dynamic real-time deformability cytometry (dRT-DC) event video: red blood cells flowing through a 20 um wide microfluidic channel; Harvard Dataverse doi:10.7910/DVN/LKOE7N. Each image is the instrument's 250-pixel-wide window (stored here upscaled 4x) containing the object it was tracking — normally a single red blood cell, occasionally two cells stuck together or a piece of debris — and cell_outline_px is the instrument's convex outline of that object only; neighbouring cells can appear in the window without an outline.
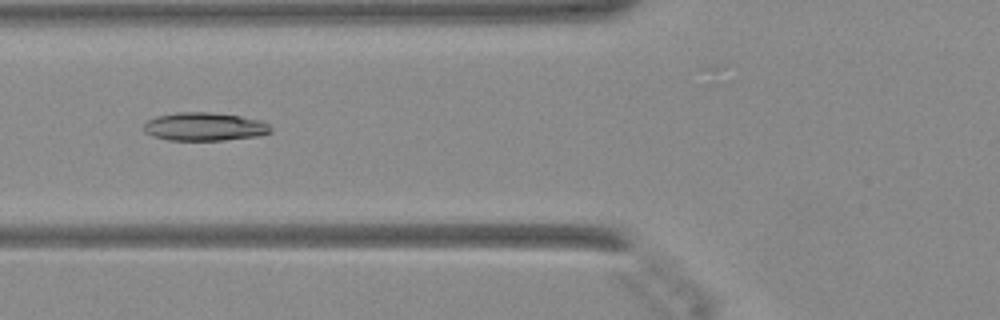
{"species": "Egyptian fruit bat (a non-hibernating species)", "species_latin": "Rousettus aegyptiacus", "temperature_condition": "warm", "stored_images_in_passage": 48, "camera_frame_rate_fps": 3000, "um_per_image_px": 0.085, "animal": {"sex": "female"}, "frame": {"image": 1, "passage_image": 19, "time_ms": 6.0, "image_size_px": [1000, 320], "cell_outline_px": [[272, 132], [256, 136], [224, 140], [168, 140], [152, 136], [144, 132], [144, 124], [148, 120], [156, 116], [176, 112], [212, 112], [240, 116], [260, 120], [268, 124], [272, 128]], "centroid_in_image_um": [17.37, 10.76], "position_along_channel_um": 108.4, "area_um2": 20.98}}
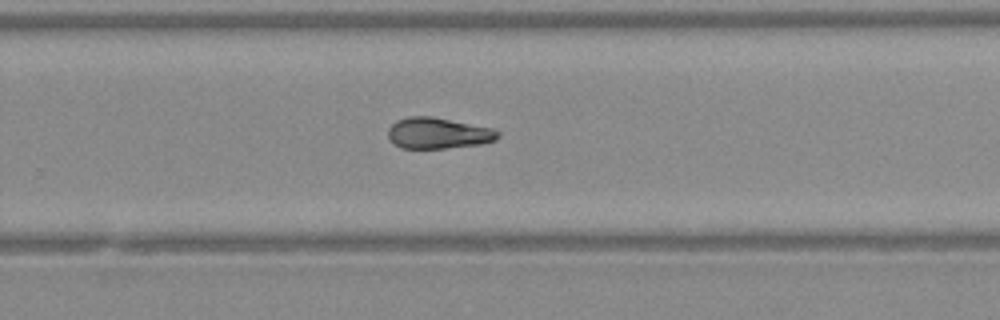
{"frame": {"image": 2, "passage_image": 32, "time_ms": 10.333, "image_size_px": [1000, 320], "cell_outline_px": [[500, 136], [496, 140], [480, 144], [444, 148], [400, 148], [392, 144], [388, 140], [388, 128], [396, 120], [408, 116], [432, 116], [492, 128], [500, 132]], "centroid_in_image_um": [37.2, 11.32], "position_along_channel_um": 292.6, "area_um2": 20.06}}
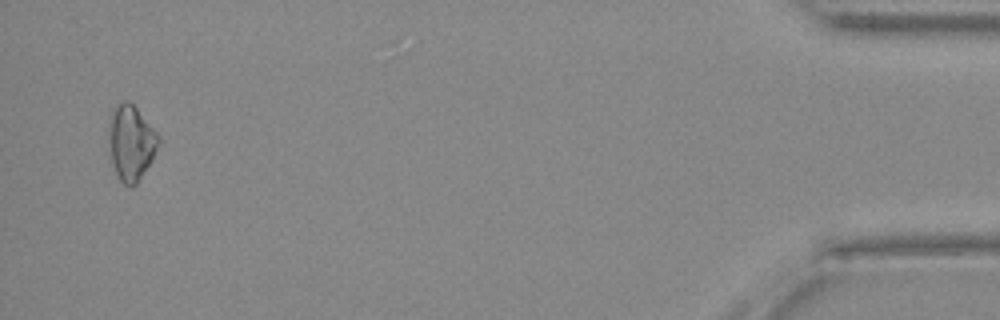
{"frame": {"image": 3, "passage_image": 47, "time_ms": 15.333, "image_size_px": [1000, 320], "cell_outline_px": [[160, 140], [152, 160], [136, 184], [132, 188], [128, 188], [120, 180], [116, 172], [112, 160], [108, 136], [108, 120], [112, 108], [116, 104], [124, 100], [128, 100], [136, 108], [160, 136]], "centroid_in_image_um": [11.12, 12.11], "position_along_channel_um": 424.1, "area_um2": 21.85}}